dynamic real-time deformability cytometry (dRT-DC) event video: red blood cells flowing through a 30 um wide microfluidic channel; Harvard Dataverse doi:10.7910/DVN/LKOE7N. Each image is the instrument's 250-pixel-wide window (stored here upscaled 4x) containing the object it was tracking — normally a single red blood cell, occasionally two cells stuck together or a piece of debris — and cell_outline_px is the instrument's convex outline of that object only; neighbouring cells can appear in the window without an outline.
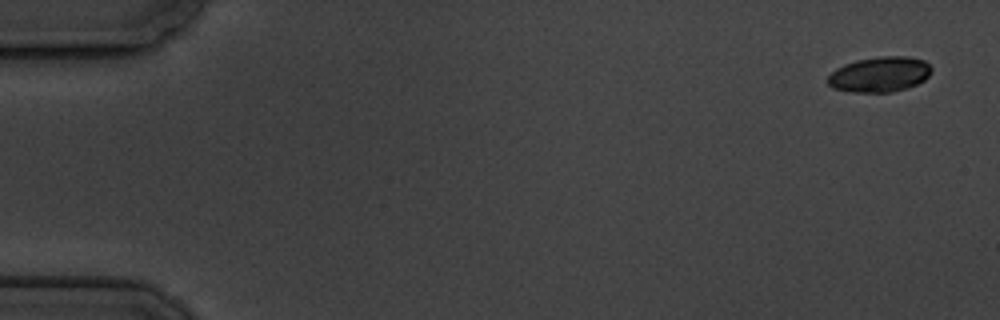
{"species": "common noctule bat (a hibernating species)", "species_latin": "Nyctalus noctula", "temperature_condition": "cold", "stored_images_in_passage": 8, "camera_frame_rate_fps": 3000, "um_per_image_px": 0.085, "animal": {"sex": "male", "body_mass_g": 19.5, "forearm_length_mm": 54.6}, "frame": {"image": 1, "passage_image": 1, "time_ms": 0.0, "image_size_px": [1000, 320], "cell_outline_px": [[932, 68], [928, 76], [924, 80], [908, 88], [892, 92], [852, 92], [832, 88], [828, 84], [828, 76], [836, 68], [844, 64], [856, 60], [880, 56], [908, 56], [924, 60]], "centroid_in_image_um": [74.77, 6.32], "position_along_channel_um": 10.2, "area_um2": 21.39}}
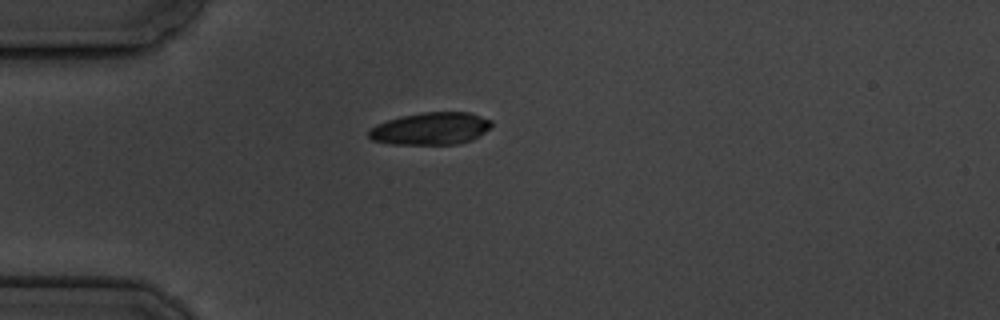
{"frame": {"image": 2, "passage_image": 5, "time_ms": 4.667, "image_size_px": [1000, 320], "cell_outline_px": [[492, 124], [484, 132], [472, 140], [456, 144], [388, 144], [372, 140], [368, 136], [368, 132], [376, 124], [400, 116], [424, 112], [468, 112], [492, 120]], "centroid_in_image_um": [36.59, 10.93], "position_along_channel_um": 48.4, "area_um2": 23.06}}
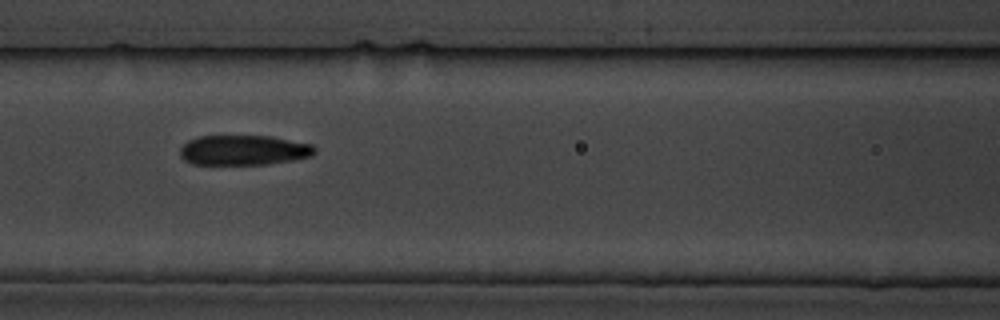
{"frame": {"image": 3, "passage_image": 8, "time_ms": 8.0, "image_size_px": [1000, 320], "cell_outline_px": [[316, 152], [308, 156], [292, 160], [268, 164], [192, 164], [184, 160], [180, 156], [180, 148], [188, 140], [200, 136], [272, 136], [312, 144], [316, 148]], "centroid_in_image_um": [20.7, 12.76], "position_along_channel_um": 145.9, "area_um2": 23.52}}